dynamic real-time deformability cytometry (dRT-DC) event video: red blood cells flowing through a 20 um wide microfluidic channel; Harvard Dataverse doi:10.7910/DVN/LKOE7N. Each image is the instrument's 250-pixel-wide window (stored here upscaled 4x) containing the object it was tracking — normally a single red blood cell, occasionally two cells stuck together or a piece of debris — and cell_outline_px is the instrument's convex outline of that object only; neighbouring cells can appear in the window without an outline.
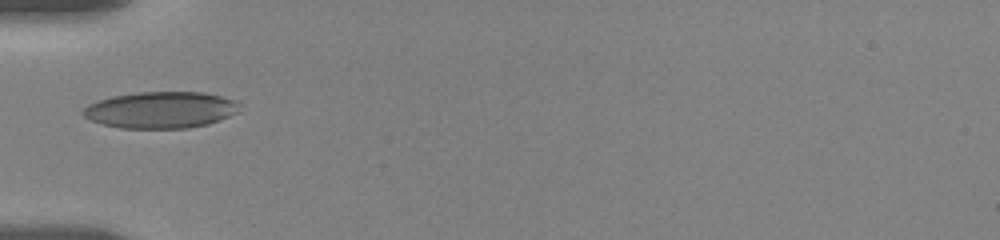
{"species": "human", "species_latin": "Homo sapiens", "temperature_condition": "room temperature", "stored_images_in_passage": 10, "camera_frame_rate_fps": 3000, "um_per_image_px": 0.085, "donor": {"sex": "female"}, "frame": {"image": 1, "passage_image": 1, "time_ms": 0.0, "image_size_px": [1000, 240], "cell_outline_px": [[240, 104], [236, 112], [220, 120], [208, 124], [188, 128], [120, 128], [104, 124], [92, 120], [84, 116], [84, 108], [88, 104], [96, 100], [112, 96], [140, 92], [204, 92], [236, 100]], "centroid_in_image_um": [13.67, 9.34], "position_along_channel_um": 71.3, "area_um2": 33.18}}
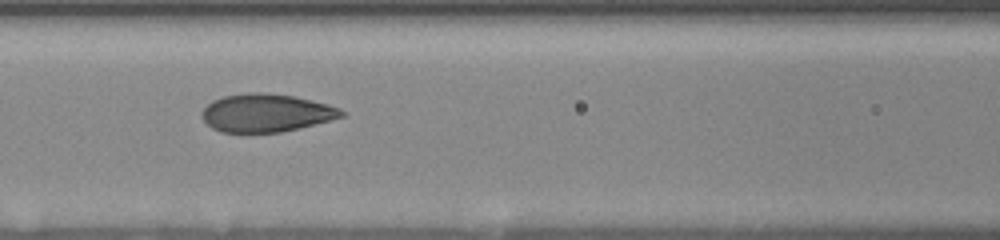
{"frame": {"image": 2, "passage_image": 7, "time_ms": 2.0, "image_size_px": [1000, 240], "cell_outline_px": [[344, 116], [300, 128], [280, 132], [220, 132], [212, 128], [204, 120], [200, 112], [212, 100], [224, 96], [248, 92], [264, 92], [292, 96], [328, 104], [340, 108], [344, 112]], "centroid_in_image_um": [22.6, 9.59], "position_along_channel_um": 144.0, "area_um2": 30.81}}
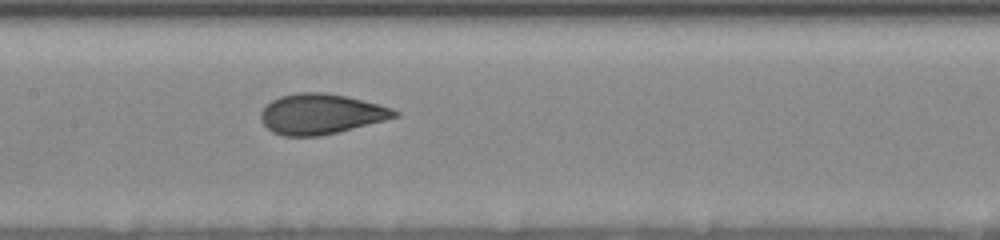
{"frame": {"image": 3, "passage_image": 10, "time_ms": 3.0, "image_size_px": [1000, 240], "cell_outline_px": [[400, 116], [320, 136], [284, 136], [272, 132], [260, 120], [260, 112], [272, 100], [280, 96], [296, 92], [324, 92], [348, 96], [392, 108], [400, 112]], "centroid_in_image_um": [27.26, 9.68], "position_along_channel_um": 180.1, "area_um2": 31.33}}